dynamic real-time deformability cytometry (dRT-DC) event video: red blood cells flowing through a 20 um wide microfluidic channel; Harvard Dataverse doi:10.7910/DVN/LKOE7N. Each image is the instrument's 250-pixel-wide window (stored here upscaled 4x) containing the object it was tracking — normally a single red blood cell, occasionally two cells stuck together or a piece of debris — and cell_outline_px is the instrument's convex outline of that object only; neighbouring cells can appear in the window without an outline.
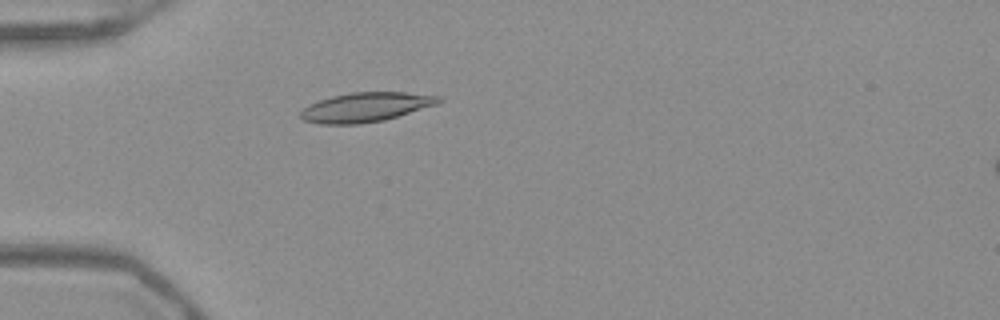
{"species": "Egyptian fruit bat (a non-hibernating species)", "species_latin": "Rousettus aegyptiacus", "temperature_condition": "warm", "stored_images_in_passage": 52, "camera_frame_rate_fps": 3000, "um_per_image_px": 0.085, "frame": {"image": 1, "passage_image": 16, "time_ms": 5.0, "image_size_px": [1000, 320], "cell_outline_px": [[444, 100], [436, 104], [384, 120], [356, 124], [320, 124], [304, 120], [300, 116], [300, 112], [308, 104], [332, 96], [352, 92], [404, 92], [440, 96]], "centroid_in_image_um": [31.07, 9.1], "position_along_channel_um": 53.9, "area_um2": 23.41}}
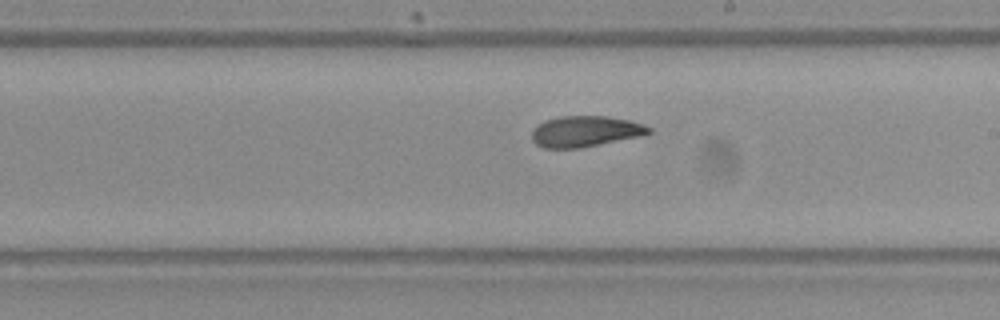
{"frame": {"image": 2, "passage_image": 31, "time_ms": 10.0, "image_size_px": [1000, 320], "cell_outline_px": [[652, 132], [644, 136], [580, 148], [544, 148], [536, 144], [532, 140], [532, 128], [544, 120], [560, 116], [608, 116], [628, 120], [644, 124], [652, 128]], "centroid_in_image_um": [49.77, 11.17], "position_along_channel_um": 239.2, "area_um2": 21.39}}
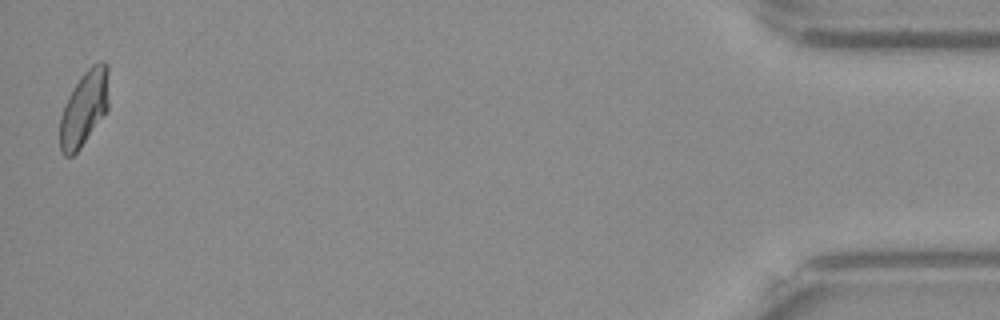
{"frame": {"image": 3, "passage_image": 52, "time_ms": 17.0, "image_size_px": [1000, 320], "cell_outline_px": [[108, 108], [80, 148], [72, 156], [64, 156], [60, 152], [60, 116], [64, 104], [68, 96], [84, 72], [92, 64], [100, 60], [104, 60], [108, 64]], "centroid_in_image_um": [7.15, 9.17], "position_along_channel_um": 428.1, "area_um2": 21.33}, "authors_computed_cell_mechanics": {"area_um2": 21.9351, "velocity_mm_per_s": 3.9217, "shape_relaxation_time_tau1_ms": 6.6468, "shape_relaxation_time_tau2_ms": 2.6158, "deformation_change_tau1": 0.1769, "deformation_change_tau2": 0.0713}}